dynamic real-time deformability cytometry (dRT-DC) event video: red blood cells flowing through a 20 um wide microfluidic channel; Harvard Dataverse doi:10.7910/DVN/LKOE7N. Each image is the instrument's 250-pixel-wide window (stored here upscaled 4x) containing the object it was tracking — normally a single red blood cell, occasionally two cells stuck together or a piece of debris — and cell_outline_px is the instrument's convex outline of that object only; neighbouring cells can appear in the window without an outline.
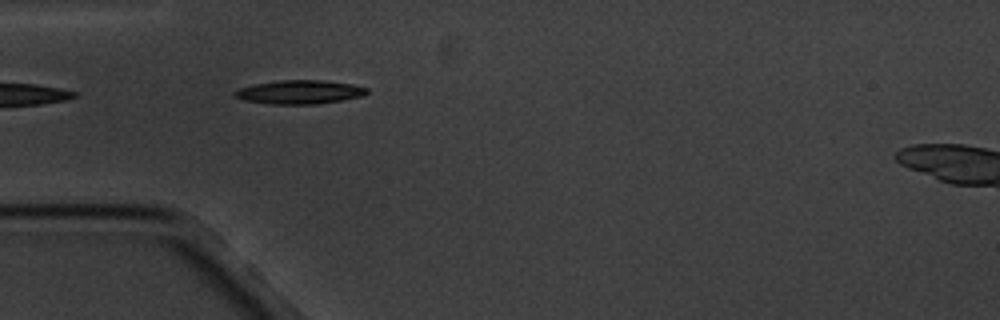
{"species": "common noctule bat (a hibernating species)", "species_latin": "Nyctalus noctula", "temperature_condition": "cold", "stored_images_in_passage": 3, "camera_frame_rate_fps": 3000, "um_per_image_px": 0.085, "animal": {"sex": "male", "body_mass_g": 20.1, "forearm_length_mm": 53.5}, "frame": {"image": 1, "passage_image": 2, "time_ms": 1.333, "image_size_px": [1000, 320], "cell_outline_px": [[368, 92], [364, 96], [344, 100], [316, 104], [272, 104], [244, 100], [232, 96], [232, 92], [240, 88], [256, 84], [280, 80], [324, 80], [352, 84], [368, 88]], "centroid_in_image_um": [25.49, 7.83], "position_along_channel_um": 59.5, "area_um2": 18.38}}